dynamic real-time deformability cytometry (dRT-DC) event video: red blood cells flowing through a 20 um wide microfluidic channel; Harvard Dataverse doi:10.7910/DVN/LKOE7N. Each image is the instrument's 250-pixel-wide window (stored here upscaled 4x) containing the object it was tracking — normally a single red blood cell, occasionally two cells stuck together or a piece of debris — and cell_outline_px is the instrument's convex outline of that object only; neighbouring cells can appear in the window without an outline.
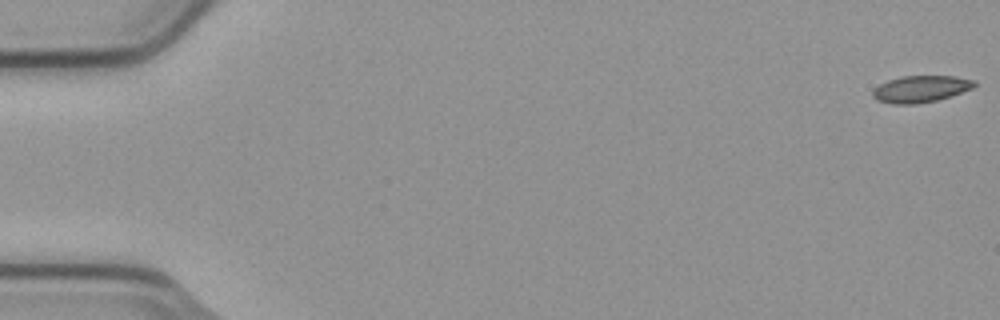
{"species": "common noctule bat (a hibernating species)", "species_latin": "Nyctalus noctula", "temperature_condition": "cold", "stored_images_in_passage": 6, "camera_frame_rate_fps": 3000, "um_per_image_px": 0.085, "animal": {"sex": "male", "body_mass_g": 23.1, "forearm_length_mm": 52.7}, "frame": {"image": 1, "passage_image": 1, "time_ms": 0.0, "image_size_px": [1000, 320], "cell_outline_px": [[976, 84], [972, 88], [936, 100], [916, 104], [896, 104], [876, 100], [872, 96], [872, 92], [880, 84], [888, 80], [904, 76], [956, 76], [976, 80]], "centroid_in_image_um": [78.25, 7.55], "position_along_channel_um": 6.7, "area_um2": 15.61}}
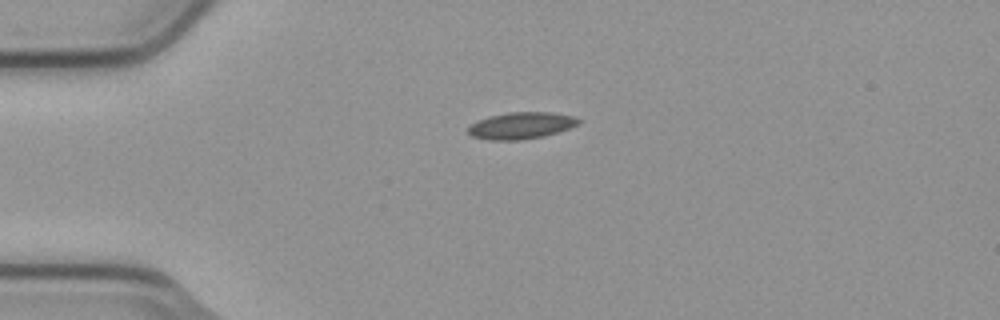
{"frame": {"image": 2, "passage_image": 4, "time_ms": 1.0, "image_size_px": [1000, 320], "cell_outline_px": [[580, 124], [544, 136], [520, 140], [492, 140], [472, 136], [468, 132], [468, 128], [476, 120], [488, 116], [508, 112], [552, 112], [572, 116], [580, 120]], "centroid_in_image_um": [44.28, 10.66], "position_along_channel_um": 40.7, "area_um2": 17.11}}
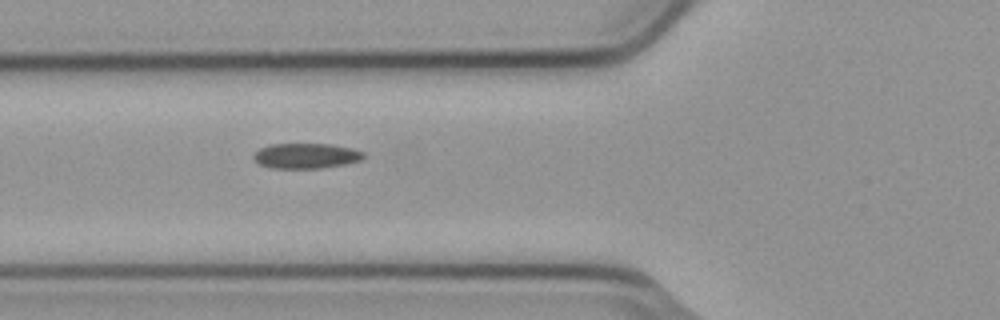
{"frame": {"image": 3, "passage_image": 6, "time_ms": 1.667, "image_size_px": [1000, 320], "cell_outline_px": [[364, 156], [360, 160], [344, 164], [320, 168], [272, 168], [260, 164], [252, 156], [260, 148], [272, 144], [332, 144], [352, 148], [364, 152]], "centroid_in_image_um": [26.02, 13.24], "position_along_channel_um": 99.8, "area_um2": 16.01}}